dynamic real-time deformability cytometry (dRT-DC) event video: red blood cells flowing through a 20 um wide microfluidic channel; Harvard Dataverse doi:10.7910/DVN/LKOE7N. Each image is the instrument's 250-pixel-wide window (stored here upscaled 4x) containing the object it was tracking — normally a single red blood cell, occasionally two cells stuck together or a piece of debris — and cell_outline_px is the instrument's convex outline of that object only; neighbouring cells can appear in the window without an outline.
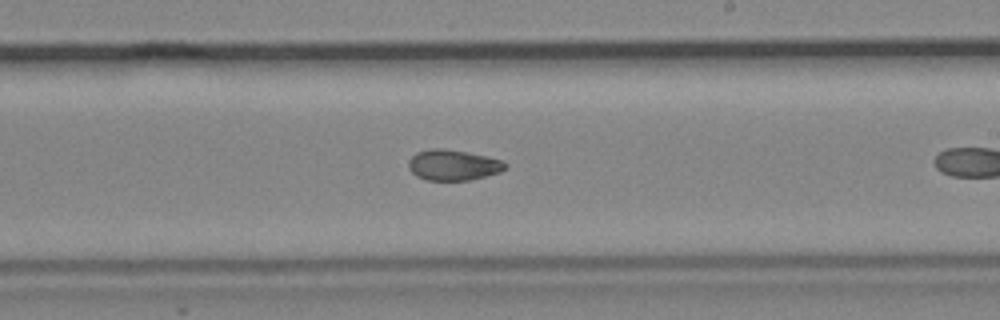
{"species": "common noctule bat (a hibernating species)", "species_latin": "Nyctalus noctula", "temperature_condition": "cold", "stored_images_in_passage": 19, "camera_frame_rate_fps": 3000, "um_per_image_px": 0.085, "animal": {"sex": "male", "body_mass_g": 19.2, "forearm_length_mm": 51.8}, "frame": {"image": 1, "passage_image": 14, "time_ms": 4.333, "image_size_px": [1000, 320], "cell_outline_px": [[508, 168], [500, 172], [472, 180], [424, 180], [416, 176], [408, 168], [408, 160], [416, 152], [428, 148], [444, 148], [468, 152], [488, 156], [504, 160], [508, 164]], "centroid_in_image_um": [38.54, 14.02], "position_along_channel_um": 250.5, "area_um2": 17.74}}